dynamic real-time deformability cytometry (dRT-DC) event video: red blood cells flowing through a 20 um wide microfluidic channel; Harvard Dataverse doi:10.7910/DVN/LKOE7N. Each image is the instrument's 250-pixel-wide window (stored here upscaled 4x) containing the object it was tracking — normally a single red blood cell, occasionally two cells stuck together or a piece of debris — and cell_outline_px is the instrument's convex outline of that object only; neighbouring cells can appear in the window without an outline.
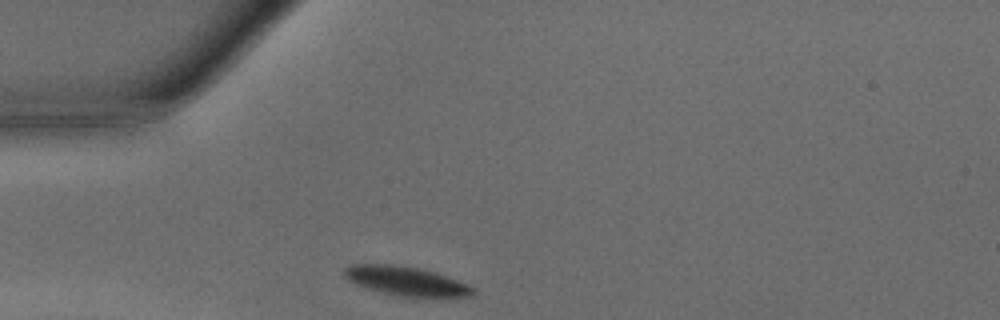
{"species": "common noctule bat (a hibernating species)", "species_latin": "Nyctalus noctula", "temperature_condition": "warm", "stored_images_in_passage": 25, "camera_frame_rate_fps": 3000, "um_per_image_px": 0.085, "animal": {"sex": "male", "body_mass_g": 15.6}, "frame": {"image": 1, "passage_image": 1, "time_ms": 0.0, "image_size_px": [1000, 320], "cell_outline_px": [[476, 292], [472, 296], [400, 296], [368, 288], [356, 284], [348, 280], [344, 276], [344, 268], [352, 264], [392, 264], [416, 268], [432, 272], [468, 284], [476, 288]], "centroid_in_image_um": [34.5, 23.88], "position_along_channel_um": 50.5, "area_um2": 21.27}}
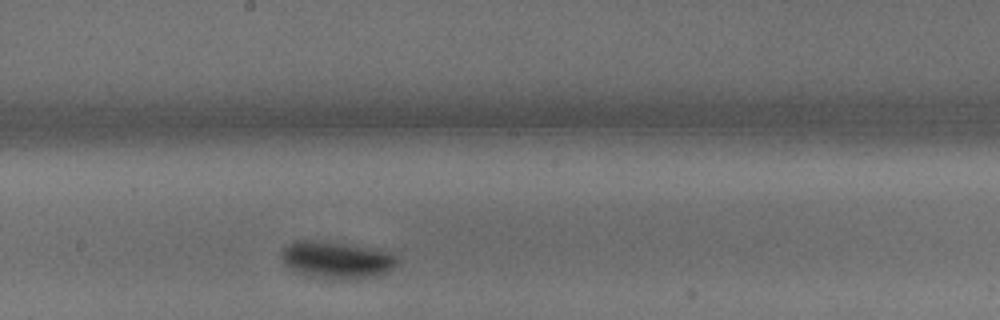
{"frame": {"image": 2, "passage_image": 14, "time_ms": 4.333, "image_size_px": [1000, 320], "cell_outline_px": [[400, 260], [392, 268], [384, 272], [372, 276], [344, 280], [340, 280], [316, 276], [300, 272], [288, 268], [284, 264], [280, 256], [280, 252], [288, 244], [296, 240], [312, 240], [348, 244], [392, 252]], "centroid_in_image_um": [28.6, 22.07], "position_along_channel_um": 219.6, "area_um2": 24.8}}
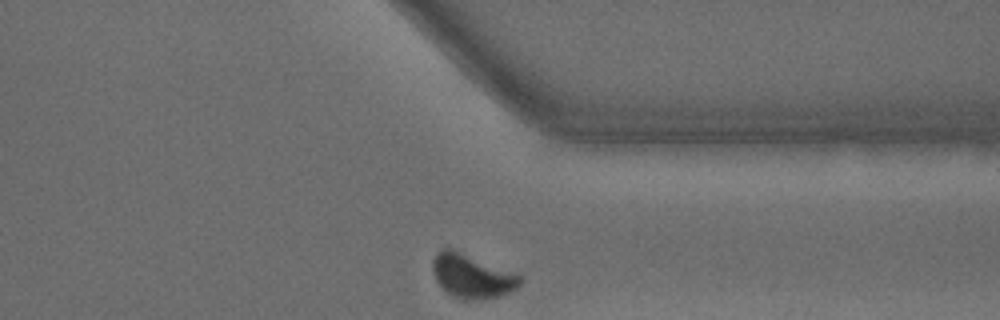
{"frame": {"image": 3, "passage_image": 25, "time_ms": 8.0, "image_size_px": [1000, 320], "cell_outline_px": [[524, 280], [516, 288], [508, 292], [496, 296], [476, 300], [464, 300], [452, 296], [436, 280], [432, 272], [432, 260], [436, 252], [444, 248], [448, 248], [520, 272], [524, 276]], "centroid_in_image_um": [40.17, 23.45], "position_along_channel_um": 371.2, "area_um2": 22.66}, "authors_computed_cell_mechanics": {"area_um2": 23.2934, "velocity_mm_per_s": 4.1789, "shape_relaxation_time_tau1_ms": 2.3839, "shape_relaxation_time_tau2_ms": null, "deformation_change_tau1": 0.1241, "deformation_change_tau2": null}}